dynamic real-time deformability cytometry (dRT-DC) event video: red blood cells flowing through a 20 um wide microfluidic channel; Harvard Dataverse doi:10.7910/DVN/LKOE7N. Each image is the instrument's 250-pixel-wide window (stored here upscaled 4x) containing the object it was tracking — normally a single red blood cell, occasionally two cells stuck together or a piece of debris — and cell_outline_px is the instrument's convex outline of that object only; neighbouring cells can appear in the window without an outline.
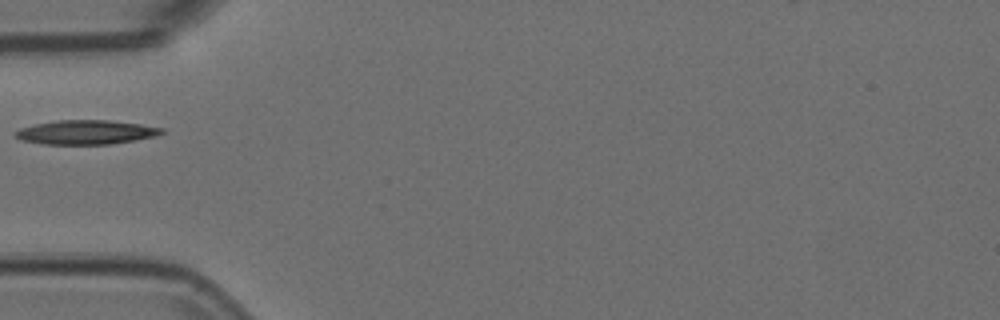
{"species": "Egyptian fruit bat (a non-hibernating species)", "species_latin": "Rousettus aegyptiacus", "temperature_condition": "room temperature", "stored_images_in_passage": 2, "camera_frame_rate_fps": 3000, "um_per_image_px": 0.085, "animal": {"sex": "female"}, "frame": {"image": 1, "passage_image": 1, "time_ms": 0.0, "image_size_px": [1000, 320], "cell_outline_px": [[164, 132], [156, 136], [108, 144], [44, 144], [20, 140], [12, 132], [20, 128], [36, 124], [56, 120], [108, 120], [140, 124], [164, 128]], "centroid_in_image_um": [7.28, 11.23], "position_along_channel_um": 77.7, "area_um2": 20.52}}
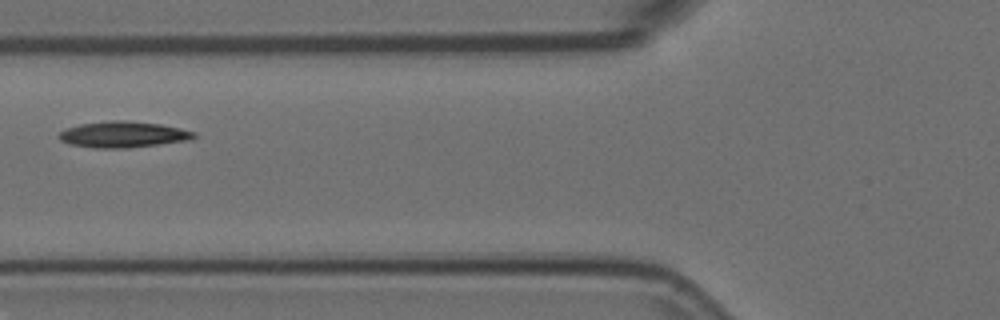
{"frame": {"image": 2, "passage_image": 2, "time_ms": 0.333, "image_size_px": [1000, 320], "cell_outline_px": [[196, 136], [188, 140], [160, 144], [124, 148], [92, 148], [68, 144], [60, 140], [56, 136], [60, 132], [68, 128], [80, 124], [108, 120], [128, 120], [160, 124], [180, 128], [196, 132]], "centroid_in_image_um": [10.43, 11.43], "position_along_channel_um": 115.4, "area_um2": 20.63}}